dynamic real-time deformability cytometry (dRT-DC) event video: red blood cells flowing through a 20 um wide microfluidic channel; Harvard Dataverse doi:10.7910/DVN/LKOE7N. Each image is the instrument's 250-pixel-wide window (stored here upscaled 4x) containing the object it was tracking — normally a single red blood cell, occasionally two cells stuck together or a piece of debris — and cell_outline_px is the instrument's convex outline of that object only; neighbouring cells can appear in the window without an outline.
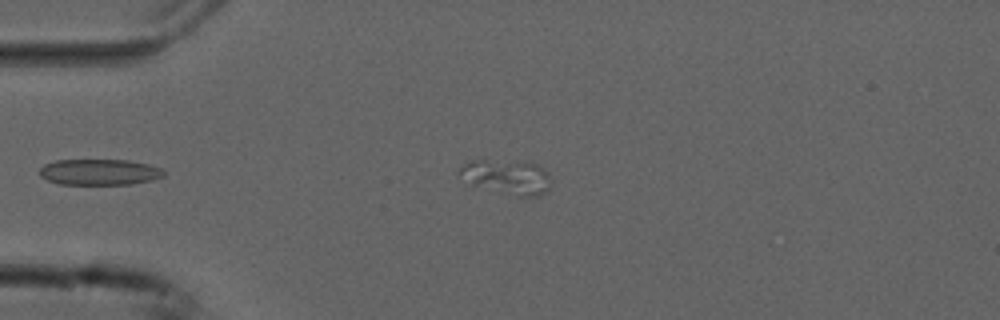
{"species": "common noctule bat (a hibernating species)", "species_latin": "Nyctalus noctula", "temperature_condition": "cold", "stored_images_in_passage": 42, "camera_frame_rate_fps": 3000, "um_per_image_px": 0.085, "animal": {"sex": "male", "forearm_length_mm": 52.5}, "frame": {"image": 1, "passage_image": 1, "time_ms": 0.0, "image_size_px": [1000, 320], "cell_outline_px": [[548, 188], [540, 196], [516, 196], [472, 184], [456, 176], [456, 172], [464, 164], [472, 160], [484, 160], [536, 164], [548, 172]], "centroid_in_image_um": [43.02, 15.04], "position_along_channel_um": 42.0, "area_um2": 17.92}}
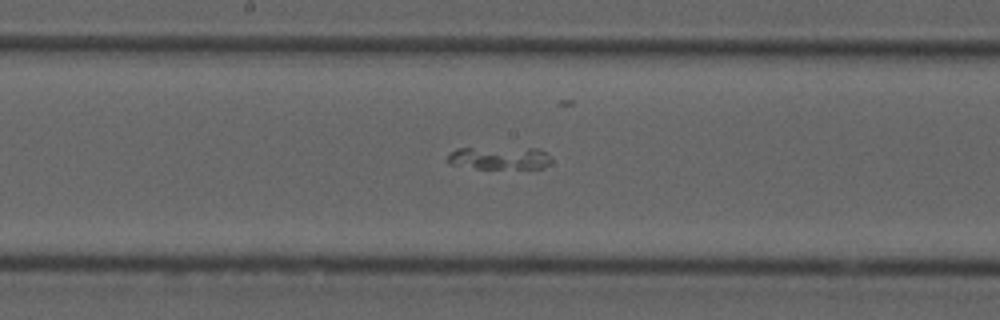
{"frame": {"image": 2, "passage_image": 16, "time_ms": 5.0, "image_size_px": [1000, 320], "cell_outline_px": [[552, 160], [544, 168], [476, 168], [448, 164], [448, 156], [456, 148], [536, 148], [544, 152]], "centroid_in_image_um": [42.44, 13.43], "position_along_channel_um": 205.8, "area_um2": 13.58}}
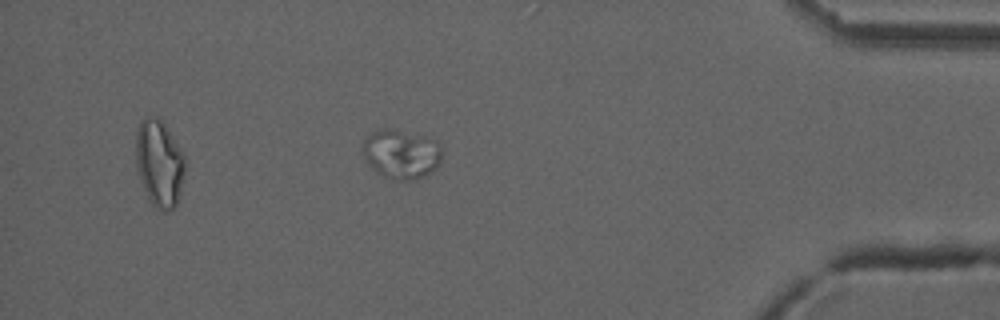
{"frame": {"image": 3, "passage_image": 35, "time_ms": 11.333, "image_size_px": [1000, 320], "cell_outline_px": [[440, 164], [432, 172], [424, 176], [412, 180], [396, 180], [384, 176], [372, 168], [368, 164], [364, 156], [364, 140], [372, 132], [380, 128], [388, 128], [424, 136], [436, 140], [440, 144]], "centroid_in_image_um": [34.12, 13.09], "position_along_channel_um": 401.1, "area_um2": 22.6}}